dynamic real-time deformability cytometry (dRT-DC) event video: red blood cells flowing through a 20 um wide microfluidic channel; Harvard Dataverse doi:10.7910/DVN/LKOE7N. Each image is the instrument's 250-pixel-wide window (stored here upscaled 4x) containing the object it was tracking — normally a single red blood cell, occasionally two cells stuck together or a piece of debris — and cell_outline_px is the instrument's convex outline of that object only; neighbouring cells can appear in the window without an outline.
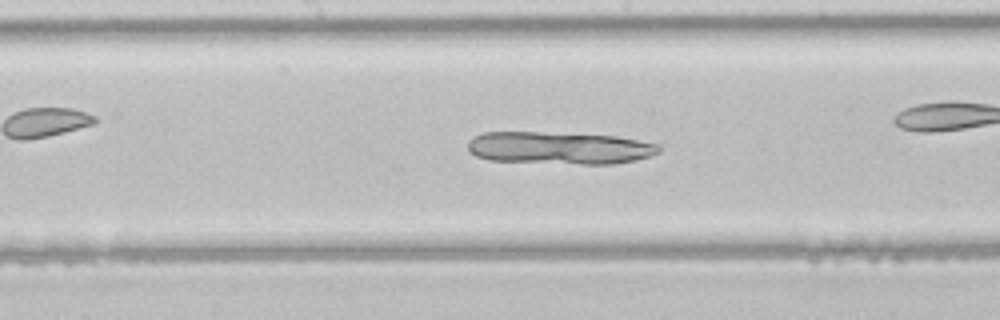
{"species": "common noctule bat (a hibernating species)", "species_latin": "Nyctalus noctula", "temperature_condition": "room temperature", "stored_images_in_passage": 27, "camera_frame_rate_fps": 3000, "um_per_image_px": 0.085, "animal": {"sex": "male", "body_mass_g": 21.5, "forearm_length_mm": 52.0}, "frame": {"image": 1, "passage_image": 23, "time_ms": 7.333, "image_size_px": [1000, 320], "cell_outline_px": [[660, 152], [636, 160], [612, 164], [580, 164], [488, 160], [476, 156], [468, 152], [468, 140], [472, 136], [484, 132], [540, 132], [616, 136], [660, 144]], "centroid_in_image_um": [47.52, 12.57], "position_along_channel_um": 200.7, "area_um2": 36.24}}